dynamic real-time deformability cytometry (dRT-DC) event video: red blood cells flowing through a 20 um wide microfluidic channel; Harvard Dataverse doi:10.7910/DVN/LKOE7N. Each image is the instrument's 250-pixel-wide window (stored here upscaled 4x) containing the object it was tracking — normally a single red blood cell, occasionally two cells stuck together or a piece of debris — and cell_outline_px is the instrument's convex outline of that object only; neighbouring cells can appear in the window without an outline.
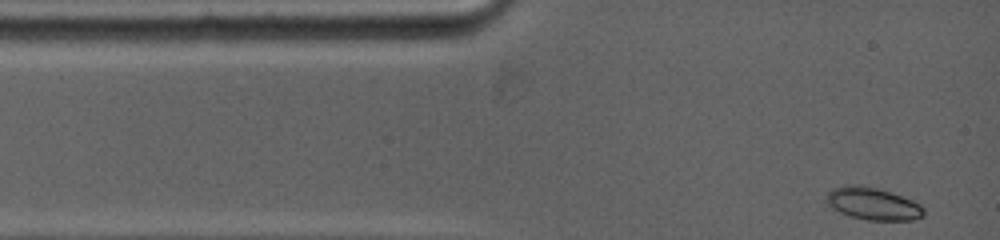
{"species": "common noctule bat (a hibernating species)", "species_latin": "Nyctalus noctula", "temperature_condition": "warm", "stored_images_in_passage": 24, "camera_frame_rate_fps": 5000, "um_per_image_px": 0.085, "animal": {"sex": "female", "body_mass_g": 19.0, "forearm_length_mm": 53.3}, "frame": {"image": 1, "passage_image": 1, "time_ms": 0.0, "image_size_px": [1000, 240], "cell_outline_px": [[924, 216], [912, 220], [868, 220], [848, 216], [832, 208], [824, 200], [828, 192], [832, 188], [848, 184], [860, 184], [876, 188], [912, 200], [920, 204], [924, 208]], "centroid_in_image_um": [74.16, 17.31], "position_along_channel_um": 10.8, "area_um2": 18.44}}
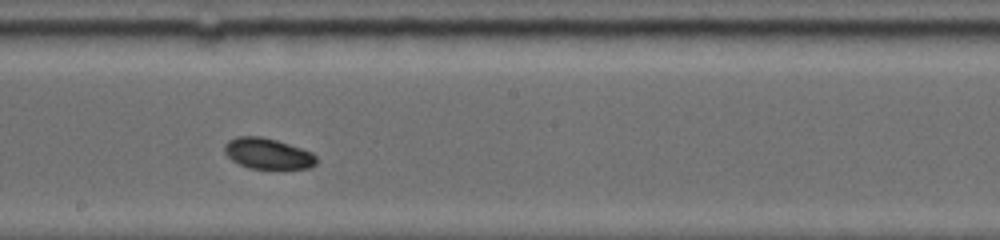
{"frame": {"image": 2, "passage_image": 15, "time_ms": 6.6, "image_size_px": [1000, 240], "cell_outline_px": [[316, 164], [308, 168], [248, 168], [232, 160], [224, 152], [224, 144], [228, 140], [236, 136], [260, 136], [276, 140], [312, 152], [316, 156]], "centroid_in_image_um": [22.73, 13.04], "position_along_channel_um": 225.5, "area_um2": 16.36}}
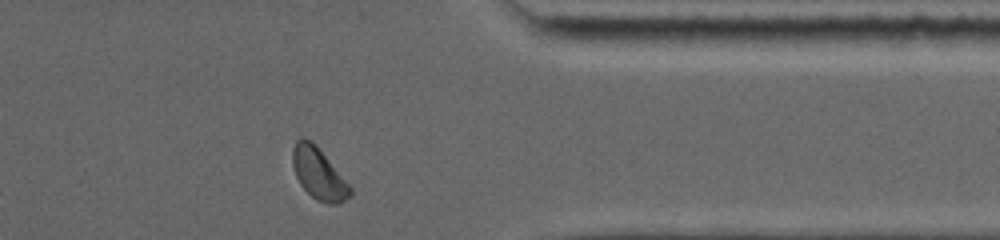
{"frame": {"image": 3, "passage_image": 24, "time_ms": 11.0, "image_size_px": [1000, 240], "cell_outline_px": [[352, 196], [336, 204], [328, 204], [316, 200], [300, 184], [296, 176], [292, 164], [292, 148], [296, 140], [300, 136], [304, 136], [312, 140], [316, 144], [352, 188]], "centroid_in_image_um": [27.07, 14.72], "position_along_channel_um": 384.3, "area_um2": 17.4}, "authors_computed_cell_mechanics": {"area_um2": 16.8487, "velocity_mm_per_s": 3.8436, "shape_relaxation_time_tau1_ms": 6.9093, "shape_relaxation_time_tau2_ms": null, "deformation_change_tau1": 0.1123, "deformation_change_tau2": null}}